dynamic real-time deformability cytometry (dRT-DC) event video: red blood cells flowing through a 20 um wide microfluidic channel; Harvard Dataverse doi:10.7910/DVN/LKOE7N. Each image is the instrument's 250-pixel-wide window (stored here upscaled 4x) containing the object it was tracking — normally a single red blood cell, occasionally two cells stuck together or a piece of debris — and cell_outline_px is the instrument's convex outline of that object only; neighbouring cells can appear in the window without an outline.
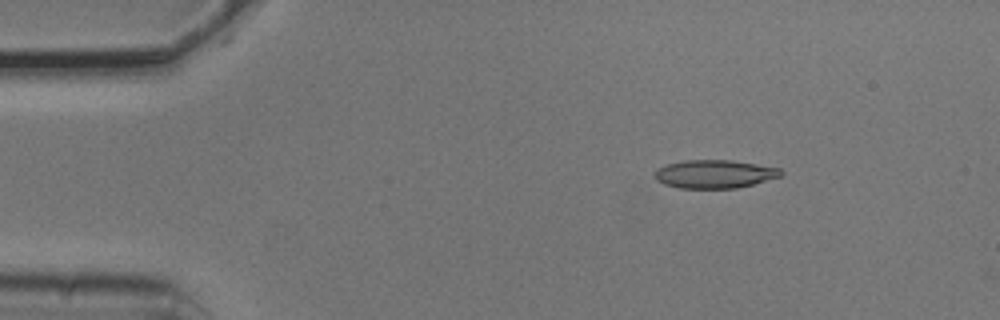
{"species": "common noctule bat (a hibernating species)", "species_latin": "Nyctalus noctula", "temperature_condition": "cold", "stored_images_in_passage": 4, "camera_frame_rate_fps": 3000, "um_per_image_px": 0.085, "animal": {"sex": "male", "body_mass_g": 20.5, "forearm_length_mm": 52.5}, "frame": {"image": 1, "passage_image": 2, "time_ms": 0.333, "image_size_px": [1000, 320], "cell_outline_px": [[784, 172], [780, 176], [752, 184], [736, 188], [680, 188], [664, 184], [656, 180], [652, 176], [652, 172], [668, 164], [684, 160], [732, 160], [780, 168]], "centroid_in_image_um": [60.7, 14.79], "position_along_channel_um": 24.3, "area_um2": 20.75}}